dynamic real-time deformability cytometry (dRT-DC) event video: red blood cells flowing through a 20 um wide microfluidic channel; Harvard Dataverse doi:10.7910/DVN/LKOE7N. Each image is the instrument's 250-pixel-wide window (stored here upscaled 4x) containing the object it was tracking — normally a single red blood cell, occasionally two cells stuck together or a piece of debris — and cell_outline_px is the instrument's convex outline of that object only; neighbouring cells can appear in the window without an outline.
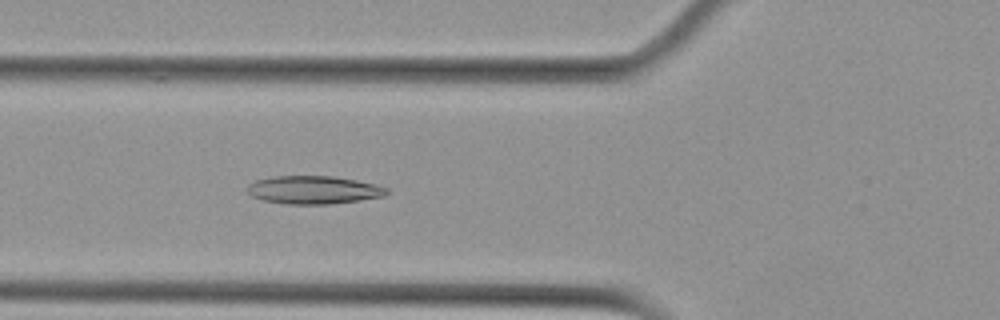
{"species": "Egyptian fruit bat (a non-hibernating species)", "species_latin": "Rousettus aegyptiacus", "temperature_condition": "cold", "stored_images_in_passage": 56, "camera_frame_rate_fps": 3000, "um_per_image_px": 0.085, "animal": {"sex": "female"}, "frame": {"image": 1, "passage_image": 21, "time_ms": 6.667, "image_size_px": [1000, 320], "cell_outline_px": [[388, 192], [384, 196], [360, 200], [332, 204], [284, 204], [264, 200], [252, 196], [248, 192], [248, 184], [256, 180], [272, 176], [332, 176], [356, 180], [376, 184], [388, 188]], "centroid_in_image_um": [26.66, 16.14], "position_along_channel_um": 99.1, "area_um2": 22.83}}
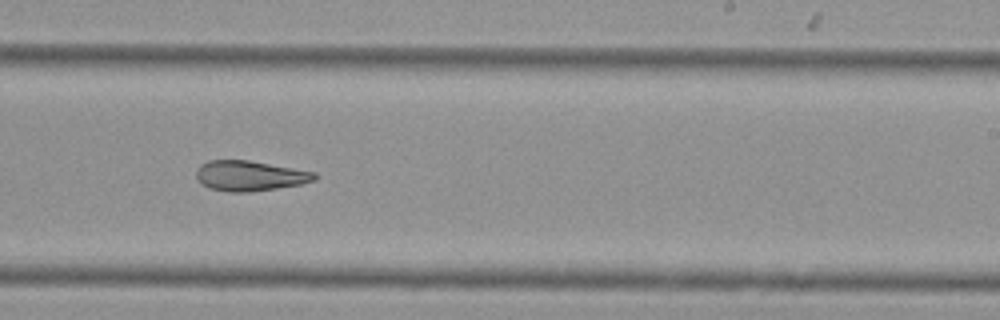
{"frame": {"image": 2, "passage_image": 35, "time_ms": 11.333, "image_size_px": [1000, 320], "cell_outline_px": [[316, 180], [300, 184], [276, 188], [248, 192], [228, 192], [208, 188], [196, 176], [196, 168], [200, 164], [208, 160], [248, 160], [316, 172]], "centroid_in_image_um": [21.21, 14.94], "position_along_channel_um": 267.8, "area_um2": 20.75}}
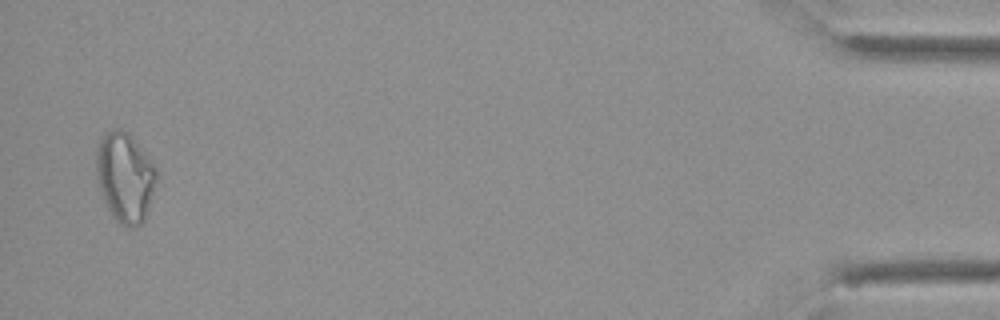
{"frame": {"image": 3, "passage_image": 55, "time_ms": 18.0, "image_size_px": [1000, 320], "cell_outline_px": [[156, 180], [148, 212], [144, 220], [136, 228], [128, 228], [120, 224], [112, 216], [104, 200], [96, 176], [96, 144], [100, 136], [104, 132], [112, 128], [120, 128], [128, 132], [156, 168]], "centroid_in_image_um": [10.59, 15.05], "position_along_channel_um": 424.6, "area_um2": 31.67}, "authors_computed_cell_mechanics": {"area_um2": 24.276, "velocity_mm_per_s": 3.618, "shape_relaxation_time_tau1_ms": null, "shape_relaxation_time_tau2_ms": 5.8026, "deformation_change_tau1": null, "deformation_change_tau2": 0.1482}}